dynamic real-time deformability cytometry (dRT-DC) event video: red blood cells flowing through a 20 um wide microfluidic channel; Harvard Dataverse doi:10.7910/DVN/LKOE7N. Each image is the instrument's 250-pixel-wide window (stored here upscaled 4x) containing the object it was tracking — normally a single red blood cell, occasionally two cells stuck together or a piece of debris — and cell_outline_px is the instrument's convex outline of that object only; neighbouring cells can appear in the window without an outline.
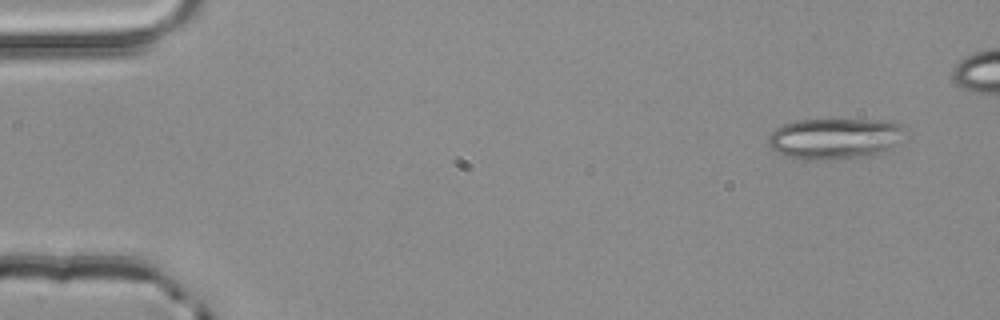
{"species": "common noctule bat (a hibernating species)", "species_latin": "Nyctalus noctula", "temperature_condition": "room temperature", "stored_images_in_passage": 3, "camera_frame_rate_fps": 3000, "um_per_image_px": 0.085, "animal": {"sex": "male", "body_mass_g": 20.4}, "frame": {"image": 1, "passage_image": 3, "time_ms": 0.667, "image_size_px": [1000, 320], "cell_outline_px": [[900, 128], [892, 148], [884, 152], [868, 156], [788, 156], [776, 152], [768, 144], [768, 136], [776, 128], [784, 124], [800, 120], [892, 120], [900, 124]], "centroid_in_image_um": [70.92, 11.71], "position_along_channel_um": 14.1, "area_um2": 30.69}}